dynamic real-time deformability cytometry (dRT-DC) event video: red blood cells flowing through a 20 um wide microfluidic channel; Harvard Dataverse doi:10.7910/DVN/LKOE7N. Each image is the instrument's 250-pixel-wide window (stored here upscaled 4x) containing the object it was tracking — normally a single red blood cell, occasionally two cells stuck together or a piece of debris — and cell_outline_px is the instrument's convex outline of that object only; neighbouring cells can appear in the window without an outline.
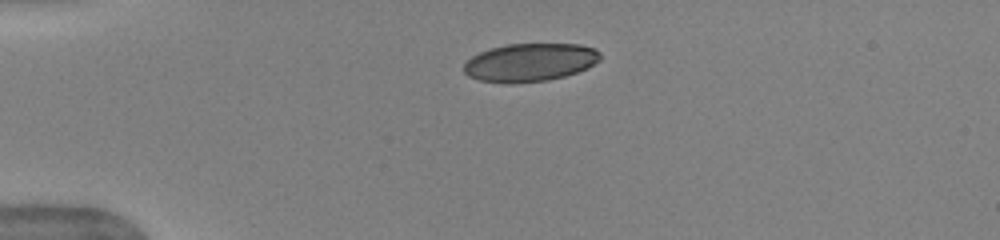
{"species": "human", "species_latin": "Homo sapiens", "temperature_condition": "warm", "stored_images_in_passage": 36, "camera_frame_rate_fps": 3000, "um_per_image_px": 0.085, "donor": {"sex": "female"}, "frame": {"image": 1, "passage_image": 1, "time_ms": 0.0, "image_size_px": [1000, 240], "cell_outline_px": [[600, 60], [588, 68], [564, 76], [548, 80], [512, 84], [508, 84], [480, 80], [468, 76], [464, 72], [464, 64], [472, 56], [480, 52], [492, 48], [508, 44], [580, 44], [596, 48], [600, 52]], "centroid_in_image_um": [45.06, 5.31], "position_along_channel_um": 39.9, "area_um2": 30.4}}
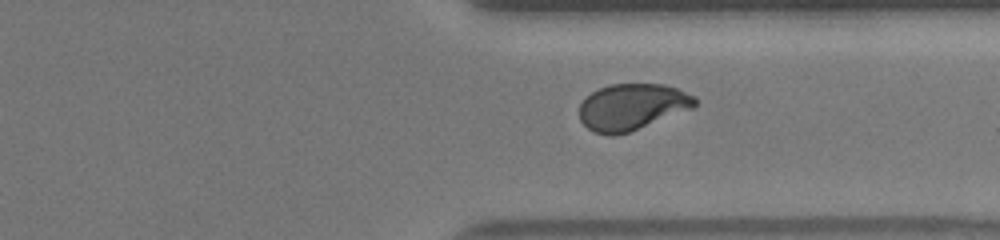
{"frame": {"image": 2, "passage_image": 24, "time_ms": 7.667, "image_size_px": [1000, 240], "cell_outline_px": [[696, 104], [692, 108], [628, 132], [616, 136], [608, 136], [596, 132], [588, 128], [580, 120], [580, 104], [592, 92], [600, 88], [612, 84], [664, 84], [676, 88], [696, 96]], "centroid_in_image_um": [53.72, 9.08], "position_along_channel_um": 357.7, "area_um2": 30.87}}
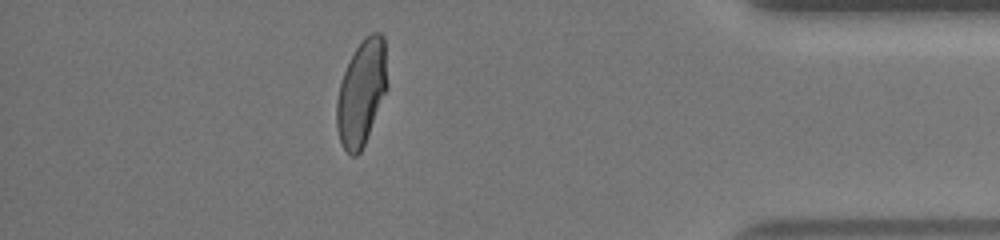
{"frame": {"image": 3, "passage_image": 30, "time_ms": 9.667, "image_size_px": [1000, 240], "cell_outline_px": [[388, 88], [364, 144], [360, 152], [356, 156], [352, 156], [340, 144], [336, 128], [336, 100], [340, 84], [344, 72], [356, 48], [364, 36], [372, 32], [380, 32], [384, 36], [388, 84]], "centroid_in_image_um": [30.73, 7.87], "position_along_channel_um": 404.5, "area_um2": 31.21}, "authors_computed_cell_mechanics": {"area_um2": 31.2698, "velocity_mm_per_s": 3.9932, "shape_relaxation_time_tau1_ms": 5.7699, "shape_relaxation_time_tau2_ms": null, "deformation_change_tau1": 0.1995, "deformation_change_tau2": null}}